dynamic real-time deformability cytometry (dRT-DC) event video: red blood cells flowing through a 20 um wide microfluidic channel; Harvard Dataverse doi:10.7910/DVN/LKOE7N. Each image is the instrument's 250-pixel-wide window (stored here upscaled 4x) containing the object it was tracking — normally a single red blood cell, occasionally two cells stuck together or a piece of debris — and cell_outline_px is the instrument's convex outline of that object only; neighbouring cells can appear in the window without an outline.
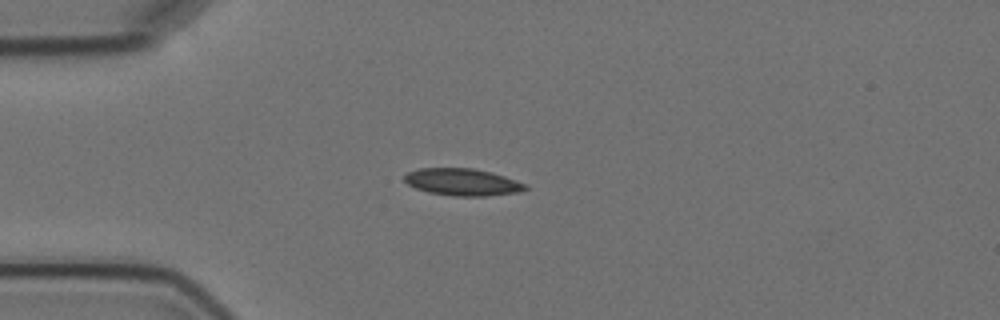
{"species": "Egyptian fruit bat (a non-hibernating species)", "species_latin": "Rousettus aegyptiacus", "temperature_condition": "cold", "stored_images_in_passage": 6, "camera_frame_rate_fps": 3000, "um_per_image_px": 0.085, "animal": {"sex": "female"}, "frame": {"image": 1, "passage_image": 4, "time_ms": 3.333, "image_size_px": [1000, 320], "cell_outline_px": [[528, 188], [520, 192], [488, 196], [452, 196], [428, 192], [416, 188], [408, 184], [404, 180], [404, 176], [408, 172], [420, 168], [472, 168], [492, 172], [528, 184]], "centroid_in_image_um": [39.34, 15.48], "position_along_channel_um": 45.7, "area_um2": 19.19}}
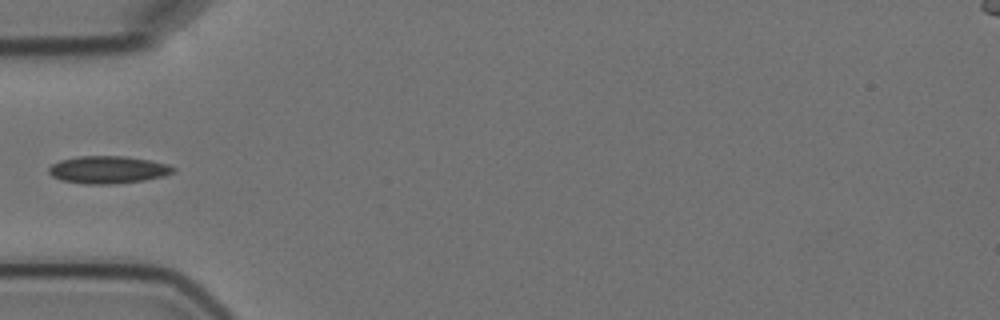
{"frame": {"image": 2, "passage_image": 5, "time_ms": 4.667, "image_size_px": [1000, 320], "cell_outline_px": [[176, 172], [164, 176], [144, 180], [112, 184], [84, 184], [60, 180], [52, 176], [48, 172], [48, 168], [52, 164], [60, 160], [80, 156], [124, 156], [148, 160], [168, 164], [176, 168]], "centroid_in_image_um": [9.18, 14.43], "position_along_channel_um": 75.8, "area_um2": 20.0}}
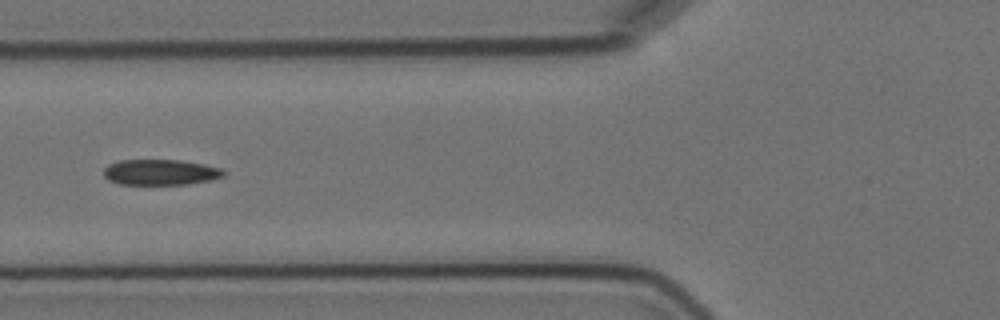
{"frame": {"image": 3, "passage_image": 6, "time_ms": 5.667, "image_size_px": [1000, 320], "cell_outline_px": [[224, 176], [212, 180], [188, 184], [116, 184], [108, 180], [104, 176], [104, 168], [108, 164], [120, 160], [180, 160], [204, 164], [220, 168], [224, 172]], "centroid_in_image_um": [13.61, 14.64], "position_along_channel_um": 112.2, "area_um2": 17.98}}